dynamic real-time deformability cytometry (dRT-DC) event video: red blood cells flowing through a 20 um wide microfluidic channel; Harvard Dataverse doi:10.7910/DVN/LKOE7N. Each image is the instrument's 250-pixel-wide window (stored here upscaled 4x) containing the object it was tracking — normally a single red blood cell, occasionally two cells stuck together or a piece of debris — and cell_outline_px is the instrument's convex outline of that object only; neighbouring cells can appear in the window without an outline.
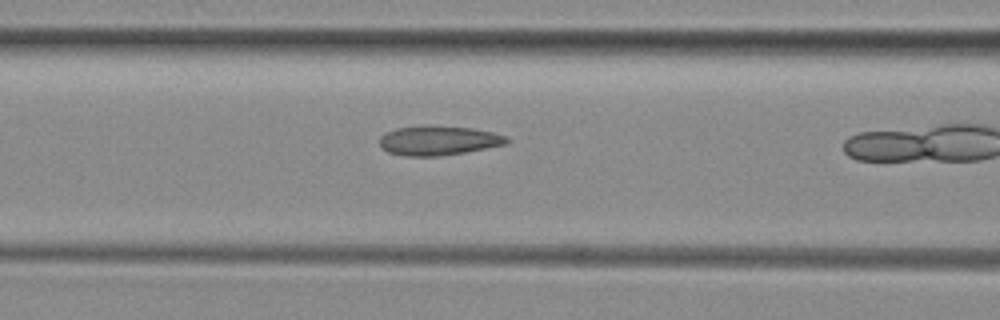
{"species": "common noctule bat (a hibernating species)", "species_latin": "Nyctalus noctula", "temperature_condition": "room temperature", "stored_images_in_passage": 4, "camera_frame_rate_fps": 3000, "um_per_image_px": 0.085, "animal": {"sex": "female", "body_mass_g": 29.2, "forearm_length_mm": 56.3}, "frame": {"image": 1, "passage_image": 3, "time_ms": 0.667, "image_size_px": [1000, 320], "cell_outline_px": [[508, 144], [464, 152], [440, 156], [404, 156], [388, 152], [380, 148], [380, 136], [384, 132], [396, 128], [424, 124], [428, 124], [472, 128], [492, 132], [508, 136]], "centroid_in_image_um": [37.23, 11.92], "position_along_channel_um": 129.4, "area_um2": 22.25}}